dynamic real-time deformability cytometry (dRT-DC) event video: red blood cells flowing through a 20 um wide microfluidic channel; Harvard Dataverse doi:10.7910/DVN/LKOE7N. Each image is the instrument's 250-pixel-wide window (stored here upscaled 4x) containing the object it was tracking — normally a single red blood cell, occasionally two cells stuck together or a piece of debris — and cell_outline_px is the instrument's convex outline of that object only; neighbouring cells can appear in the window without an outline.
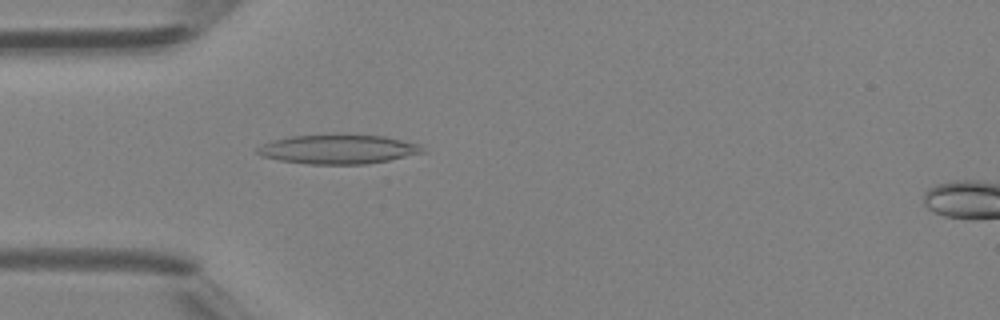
{"species": "Egyptian fruit bat (a non-hibernating species)", "species_latin": "Rousettus aegyptiacus", "temperature_condition": "room temperature", "stored_images_in_passage": 34, "camera_frame_rate_fps": 3000, "um_per_image_px": 0.085, "animal": {"sex": "female"}, "frame": {"image": 1, "passage_image": 2, "time_ms": 0.333, "image_size_px": [1000, 320], "cell_outline_px": [[424, 152], [388, 160], [364, 164], [308, 164], [280, 160], [264, 156], [256, 152], [256, 148], [272, 140], [292, 136], [384, 136], [420, 144]], "centroid_in_image_um": [28.74, 12.7], "position_along_channel_um": 56.3, "area_um2": 27.28}}
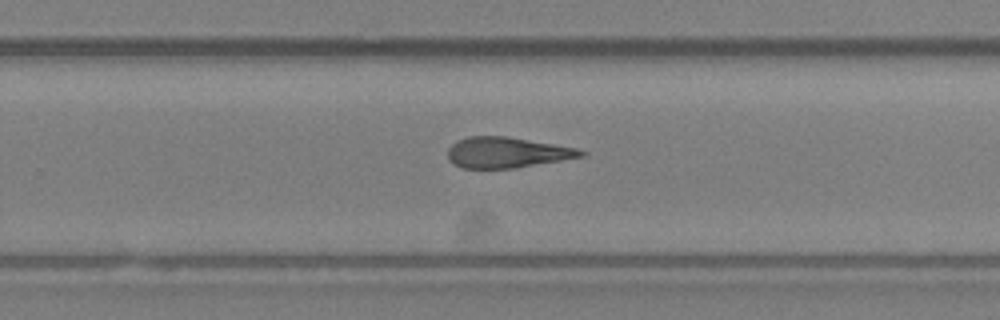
{"frame": {"image": 2, "passage_image": 18, "time_ms": 5.667, "image_size_px": [1000, 320], "cell_outline_px": [[588, 152], [584, 156], [516, 168], [464, 168], [448, 160], [448, 148], [456, 140], [468, 136], [504, 136], [576, 148]], "centroid_in_image_um": [43.06, 12.96], "position_along_channel_um": 286.7, "area_um2": 23.58}}
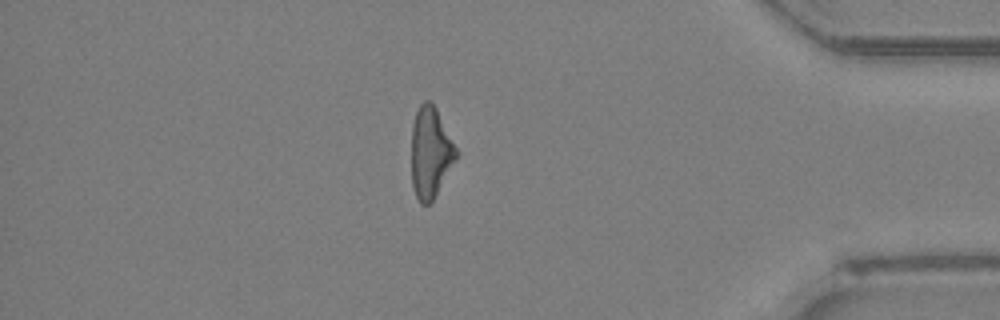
{"frame": {"image": 3, "passage_image": 28, "time_ms": 9.0, "image_size_px": [1000, 320], "cell_outline_px": [[460, 152], [432, 200], [428, 204], [420, 204], [412, 188], [412, 124], [416, 112], [420, 104], [424, 100], [428, 100], [436, 108]], "centroid_in_image_um": [36.59, 12.94], "position_along_channel_um": 398.6, "area_um2": 23.64}, "authors_computed_cell_mechanics": {"area_um2": 24.565, "velocity_mm_per_s": 4.4276, "shape_relaxation_time_tau1_ms": null, "shape_relaxation_time_tau2_ms": 6.1016, "deformation_change_tau1": null, "deformation_change_tau2": 0.2162}}